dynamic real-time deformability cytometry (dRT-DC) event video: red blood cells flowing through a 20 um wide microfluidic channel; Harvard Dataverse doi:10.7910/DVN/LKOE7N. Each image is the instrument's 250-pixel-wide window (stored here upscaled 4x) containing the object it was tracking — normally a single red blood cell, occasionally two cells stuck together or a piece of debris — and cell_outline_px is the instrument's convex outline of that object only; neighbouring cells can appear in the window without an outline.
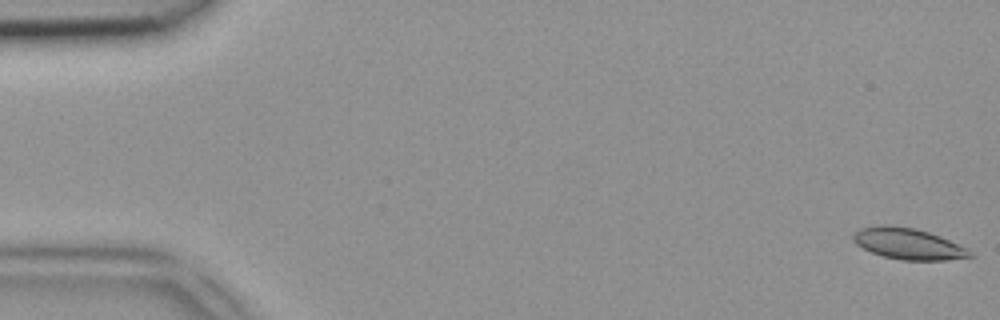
{"species": "common noctule bat (a hibernating species)", "species_latin": "Nyctalus noctula", "temperature_condition": "room temperature", "stored_images_in_passage": 47, "camera_frame_rate_fps": 3000, "um_per_image_px": 0.085, "animal": {"sex": "female", "body_mass_g": 18.4}, "frame": {"image": 1, "passage_image": 1, "time_ms": 0.0, "image_size_px": [1000, 320], "cell_outline_px": [[972, 256], [948, 260], [900, 260], [884, 256], [872, 252], [856, 244], [852, 240], [852, 236], [860, 228], [880, 224], [884, 224], [916, 228], [940, 236], [968, 248], [972, 252]], "centroid_in_image_um": [77.19, 20.71], "position_along_channel_um": 7.8, "area_um2": 21.21}}
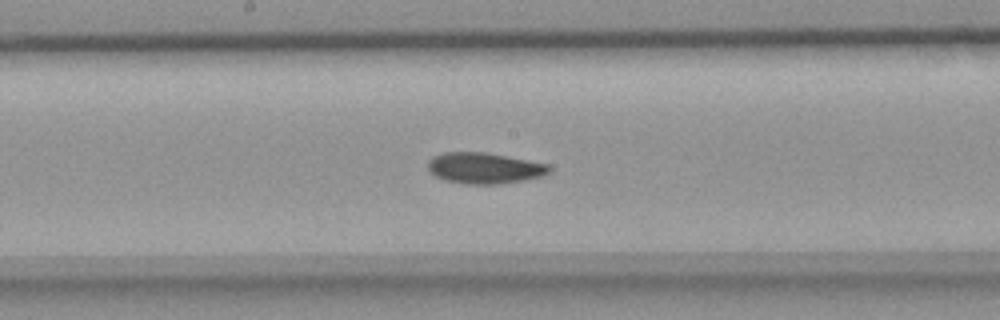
{"frame": {"image": 2, "passage_image": 25, "time_ms": 8.0, "image_size_px": [1000, 320], "cell_outline_px": [[552, 168], [548, 172], [540, 176], [524, 180], [500, 184], [464, 184], [444, 180], [436, 176], [428, 168], [428, 160], [432, 156], [444, 152], [484, 152], [548, 164]], "centroid_in_image_um": [41.14, 14.29], "position_along_channel_um": 207.1, "area_um2": 21.79}}
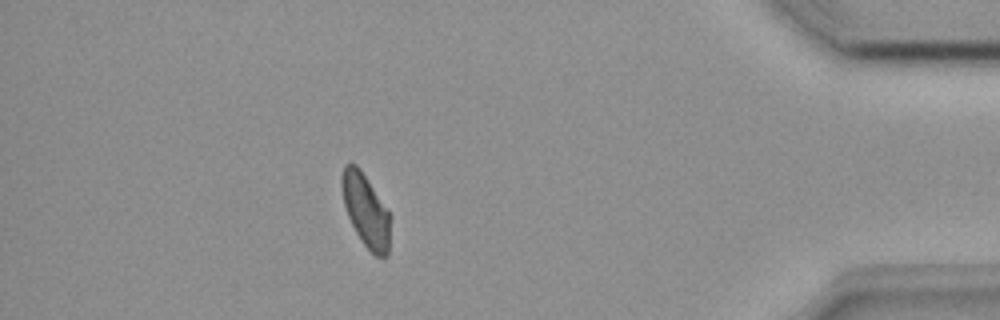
{"frame": {"image": 3, "passage_image": 42, "time_ms": 13.667, "image_size_px": [1000, 320], "cell_outline_px": [[388, 256], [384, 260], [376, 256], [364, 244], [356, 232], [348, 216], [344, 204], [340, 184], [340, 176], [344, 164], [356, 164], [360, 168], [388, 212]], "centroid_in_image_um": [31.04, 17.87], "position_along_channel_um": 404.2, "area_um2": 20.06}}